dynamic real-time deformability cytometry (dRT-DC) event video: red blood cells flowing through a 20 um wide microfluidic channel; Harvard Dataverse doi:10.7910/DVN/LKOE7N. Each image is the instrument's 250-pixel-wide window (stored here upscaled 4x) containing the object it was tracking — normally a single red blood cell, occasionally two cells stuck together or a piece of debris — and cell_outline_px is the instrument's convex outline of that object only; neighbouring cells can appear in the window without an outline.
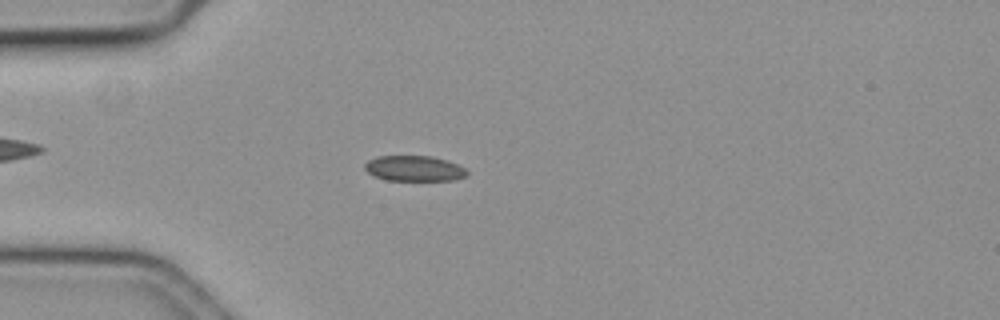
{"species": "common noctule bat (a hibernating species)", "species_latin": "Nyctalus noctula", "temperature_condition": "cold", "stored_images_in_passage": 53, "camera_frame_rate_fps": 3000, "um_per_image_px": 0.085, "animal": {"sex": "female", "body_mass_g": 19.3, "forearm_length_mm": 54.1}, "frame": {"image": 1, "passage_image": 11, "time_ms": 3.333, "image_size_px": [1000, 320], "cell_outline_px": [[468, 176], [456, 180], [384, 180], [372, 176], [364, 168], [364, 164], [368, 160], [380, 156], [432, 156], [448, 160], [464, 168], [468, 172]], "centroid_in_image_um": [35.21, 14.32], "position_along_channel_um": 49.8, "area_um2": 15.32}}
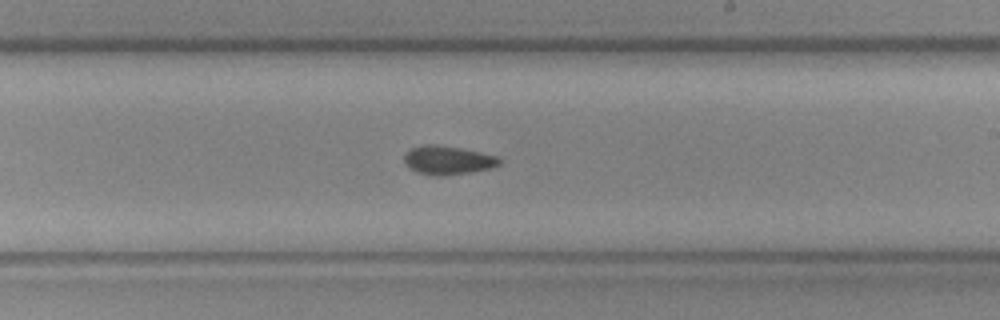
{"frame": {"image": 2, "passage_image": 29, "time_ms": 9.333, "image_size_px": [1000, 320], "cell_outline_px": [[500, 164], [492, 168], [472, 172], [444, 176], [432, 176], [416, 172], [408, 168], [404, 164], [404, 152], [412, 148], [424, 144], [436, 144], [460, 148], [480, 152], [496, 156], [500, 160]], "centroid_in_image_um": [38.01, 13.63], "position_along_channel_um": 251.0, "area_um2": 16.18}}
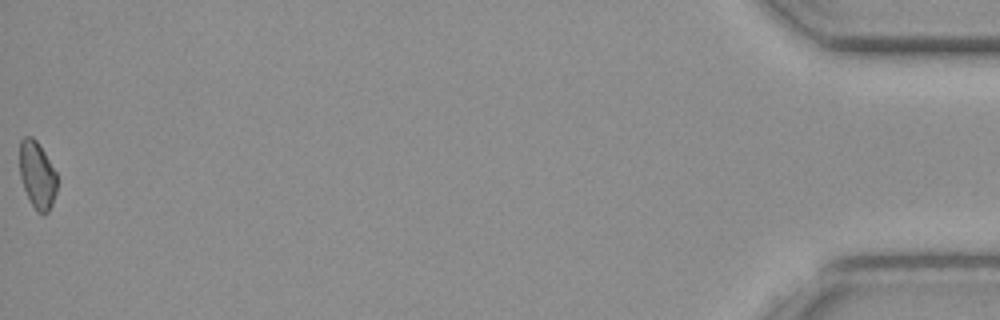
{"frame": {"image": 3, "passage_image": 53, "time_ms": 17.333, "image_size_px": [1000, 320], "cell_outline_px": [[56, 192], [52, 204], [48, 212], [44, 216], [36, 212], [28, 200], [20, 176], [20, 140], [24, 136], [32, 136], [36, 140], [44, 152], [56, 172]], "centroid_in_image_um": [3.15, 14.92], "position_along_channel_um": 432.0, "area_um2": 14.74}, "authors_computed_cell_mechanics": {"area_um2": 15.3748, "velocity_mm_per_s": 3.5835, "shape_relaxation_time_tau1_ms": 4.8523, "shape_relaxation_time_tau2_ms": 4.4803, "deformation_change_tau1": 0.0831, "deformation_change_tau2": 0.0851}}